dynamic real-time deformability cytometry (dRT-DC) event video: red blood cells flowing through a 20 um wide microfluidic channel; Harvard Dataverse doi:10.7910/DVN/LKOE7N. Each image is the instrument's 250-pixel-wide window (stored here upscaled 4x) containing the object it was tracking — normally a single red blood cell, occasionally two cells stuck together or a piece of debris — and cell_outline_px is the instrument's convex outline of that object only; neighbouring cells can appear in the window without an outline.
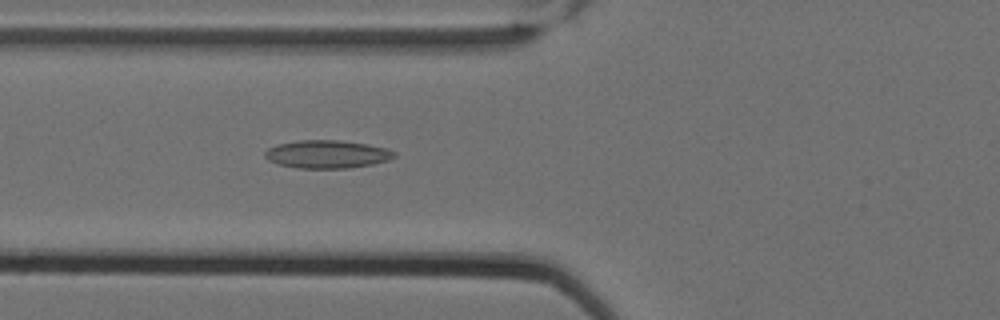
{"species": "Egyptian fruit bat (a non-hibernating species)", "species_latin": "Rousettus aegyptiacus", "temperature_condition": "cold", "stored_images_in_passage": 5, "camera_frame_rate_fps": 3000, "um_per_image_px": 0.085, "animal": {"sex": "female"}, "frame": {"image": 1, "passage_image": 5, "time_ms": 1.333, "image_size_px": [1000, 320], "cell_outline_px": [[396, 156], [388, 160], [372, 164], [348, 168], [296, 168], [276, 164], [268, 160], [264, 156], [264, 152], [268, 148], [276, 144], [300, 140], [340, 140], [368, 144], [388, 148], [396, 152]], "centroid_in_image_um": [27.79, 13.1], "position_along_channel_um": 98.0, "area_um2": 21.33}}